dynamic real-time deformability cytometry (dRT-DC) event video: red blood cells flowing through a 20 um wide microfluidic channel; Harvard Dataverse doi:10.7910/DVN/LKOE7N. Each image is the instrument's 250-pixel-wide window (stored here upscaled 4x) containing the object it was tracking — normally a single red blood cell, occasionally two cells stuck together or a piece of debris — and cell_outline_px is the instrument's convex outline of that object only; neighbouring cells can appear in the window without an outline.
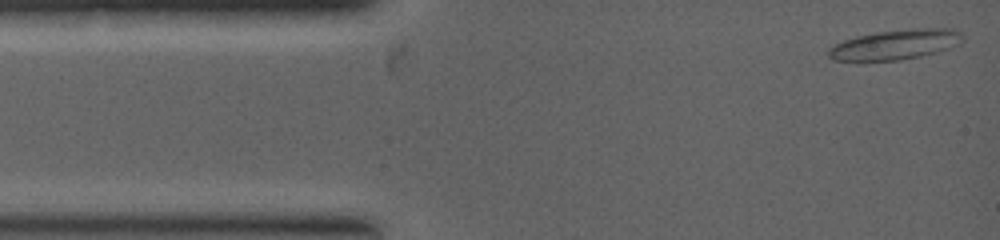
{"species": "common noctule bat (a hibernating species)", "species_latin": "Nyctalus noctula", "temperature_condition": "warm", "stored_images_in_passage": 56, "camera_frame_rate_fps": 5000, "um_per_image_px": 0.085, "animal": {"sex": "female", "body_mass_g": 19.0, "forearm_length_mm": 53.3}, "frame": {"image": 1, "passage_image": 1, "time_ms": 0.0, "image_size_px": [1000, 240], "cell_outline_px": [[964, 36], [960, 44], [936, 52], [920, 56], [900, 60], [832, 60], [828, 56], [828, 52], [836, 44], [844, 40], [856, 36], [880, 32], [912, 28], [952, 28], [960, 32]], "centroid_in_image_um": [76.16, 3.78], "position_along_channel_um": 8.8, "area_um2": 23.12}}
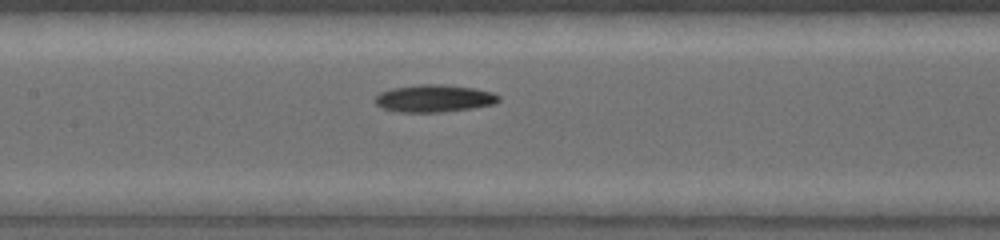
{"frame": {"image": 2, "passage_image": 26, "time_ms": 3.4, "image_size_px": [1000, 240], "cell_outline_px": [[500, 100], [496, 104], [472, 108], [440, 112], [400, 112], [380, 108], [376, 104], [376, 96], [380, 92], [392, 88], [420, 84], [444, 84], [472, 88], [492, 92], [500, 96]], "centroid_in_image_um": [36.91, 8.36], "position_along_channel_um": 170.5, "area_um2": 19.77}}
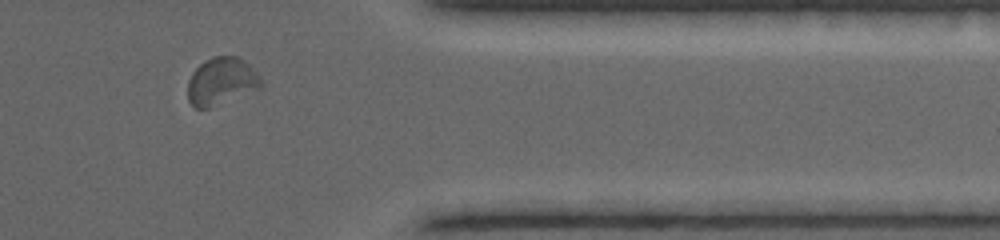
{"frame": {"image": 3, "passage_image": 49, "time_ms": 6.8, "image_size_px": [1000, 240], "cell_outline_px": [[264, 84], [260, 88], [208, 108], [196, 108], [188, 100], [188, 80], [192, 72], [200, 64], [212, 56], [236, 56], [244, 60], [260, 76]], "centroid_in_image_um": [18.82, 6.9], "position_along_channel_um": 392.6, "area_um2": 20.11}}